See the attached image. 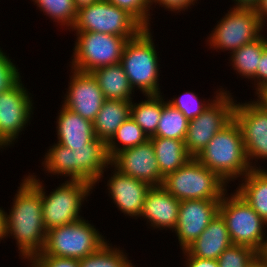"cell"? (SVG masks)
<instances>
[{
  "mask_svg": "<svg viewBox=\"0 0 267 267\" xmlns=\"http://www.w3.org/2000/svg\"><path fill=\"white\" fill-rule=\"evenodd\" d=\"M5 212L6 238L15 240L19 258L30 261L45 247L47 230L43 221L40 190L24 175Z\"/></svg>",
  "mask_w": 267,
  "mask_h": 267,
  "instance_id": "1",
  "label": "cell"
},
{
  "mask_svg": "<svg viewBox=\"0 0 267 267\" xmlns=\"http://www.w3.org/2000/svg\"><path fill=\"white\" fill-rule=\"evenodd\" d=\"M48 148L41 162L44 174L57 177L60 175L65 180L89 182L94 189L103 181L104 172H108L111 165L107 143L97 137L87 143V147H73L72 150L54 142Z\"/></svg>",
  "mask_w": 267,
  "mask_h": 267,
  "instance_id": "2",
  "label": "cell"
},
{
  "mask_svg": "<svg viewBox=\"0 0 267 267\" xmlns=\"http://www.w3.org/2000/svg\"><path fill=\"white\" fill-rule=\"evenodd\" d=\"M227 184L240 180L251 169L246 156L242 133L234 118L209 141L195 157Z\"/></svg>",
  "mask_w": 267,
  "mask_h": 267,
  "instance_id": "3",
  "label": "cell"
},
{
  "mask_svg": "<svg viewBox=\"0 0 267 267\" xmlns=\"http://www.w3.org/2000/svg\"><path fill=\"white\" fill-rule=\"evenodd\" d=\"M41 192L42 213L46 230L71 224L83 217L82 207L88 196H91L94 186L89 182L80 180H64L49 194L45 189L44 181H40L35 173L25 175Z\"/></svg>",
  "mask_w": 267,
  "mask_h": 267,
  "instance_id": "4",
  "label": "cell"
},
{
  "mask_svg": "<svg viewBox=\"0 0 267 267\" xmlns=\"http://www.w3.org/2000/svg\"><path fill=\"white\" fill-rule=\"evenodd\" d=\"M151 28H144L135 38L126 42L120 64L128 77L129 84L134 90L145 95H159L160 57L156 50ZM136 89V90H135Z\"/></svg>",
  "mask_w": 267,
  "mask_h": 267,
  "instance_id": "5",
  "label": "cell"
},
{
  "mask_svg": "<svg viewBox=\"0 0 267 267\" xmlns=\"http://www.w3.org/2000/svg\"><path fill=\"white\" fill-rule=\"evenodd\" d=\"M219 214L225 220L232 244L252 247L259 254L266 250L267 223L235 190L224 194Z\"/></svg>",
  "mask_w": 267,
  "mask_h": 267,
  "instance_id": "6",
  "label": "cell"
},
{
  "mask_svg": "<svg viewBox=\"0 0 267 267\" xmlns=\"http://www.w3.org/2000/svg\"><path fill=\"white\" fill-rule=\"evenodd\" d=\"M162 186L176 199H222L230 185L195 157L168 174ZM228 186V187H227Z\"/></svg>",
  "mask_w": 267,
  "mask_h": 267,
  "instance_id": "7",
  "label": "cell"
},
{
  "mask_svg": "<svg viewBox=\"0 0 267 267\" xmlns=\"http://www.w3.org/2000/svg\"><path fill=\"white\" fill-rule=\"evenodd\" d=\"M88 219L51 228L45 247L35 256H55L81 260L101 247L107 239Z\"/></svg>",
  "mask_w": 267,
  "mask_h": 267,
  "instance_id": "8",
  "label": "cell"
},
{
  "mask_svg": "<svg viewBox=\"0 0 267 267\" xmlns=\"http://www.w3.org/2000/svg\"><path fill=\"white\" fill-rule=\"evenodd\" d=\"M227 13L216 22L207 36L206 44L212 50L236 51L241 46L258 39L265 29L254 8L230 7ZM219 50V51H218Z\"/></svg>",
  "mask_w": 267,
  "mask_h": 267,
  "instance_id": "9",
  "label": "cell"
},
{
  "mask_svg": "<svg viewBox=\"0 0 267 267\" xmlns=\"http://www.w3.org/2000/svg\"><path fill=\"white\" fill-rule=\"evenodd\" d=\"M74 42L70 68L89 72L113 64H120L125 37L97 32H74Z\"/></svg>",
  "mask_w": 267,
  "mask_h": 267,
  "instance_id": "10",
  "label": "cell"
},
{
  "mask_svg": "<svg viewBox=\"0 0 267 267\" xmlns=\"http://www.w3.org/2000/svg\"><path fill=\"white\" fill-rule=\"evenodd\" d=\"M144 27L126 10L101 0L77 12L76 20L70 31L97 32L135 38Z\"/></svg>",
  "mask_w": 267,
  "mask_h": 267,
  "instance_id": "11",
  "label": "cell"
},
{
  "mask_svg": "<svg viewBox=\"0 0 267 267\" xmlns=\"http://www.w3.org/2000/svg\"><path fill=\"white\" fill-rule=\"evenodd\" d=\"M20 79L13 87L0 93V147L4 151L18 142L34 115V100ZM17 139V140H16Z\"/></svg>",
  "mask_w": 267,
  "mask_h": 267,
  "instance_id": "12",
  "label": "cell"
},
{
  "mask_svg": "<svg viewBox=\"0 0 267 267\" xmlns=\"http://www.w3.org/2000/svg\"><path fill=\"white\" fill-rule=\"evenodd\" d=\"M250 100L236 101L233 118L240 127L250 166L252 169H265L258 160H267V109L256 99Z\"/></svg>",
  "mask_w": 267,
  "mask_h": 267,
  "instance_id": "13",
  "label": "cell"
},
{
  "mask_svg": "<svg viewBox=\"0 0 267 267\" xmlns=\"http://www.w3.org/2000/svg\"><path fill=\"white\" fill-rule=\"evenodd\" d=\"M232 94L222 92L203 113L189 121L184 143L191 157L199 155L214 135L233 119L237 100Z\"/></svg>",
  "mask_w": 267,
  "mask_h": 267,
  "instance_id": "14",
  "label": "cell"
},
{
  "mask_svg": "<svg viewBox=\"0 0 267 267\" xmlns=\"http://www.w3.org/2000/svg\"><path fill=\"white\" fill-rule=\"evenodd\" d=\"M70 70V81L61 103L82 118L93 122L106 99L92 73L73 68Z\"/></svg>",
  "mask_w": 267,
  "mask_h": 267,
  "instance_id": "15",
  "label": "cell"
},
{
  "mask_svg": "<svg viewBox=\"0 0 267 267\" xmlns=\"http://www.w3.org/2000/svg\"><path fill=\"white\" fill-rule=\"evenodd\" d=\"M221 199H191L180 203L178 222L174 233L180 250L197 239L219 213Z\"/></svg>",
  "mask_w": 267,
  "mask_h": 267,
  "instance_id": "16",
  "label": "cell"
},
{
  "mask_svg": "<svg viewBox=\"0 0 267 267\" xmlns=\"http://www.w3.org/2000/svg\"><path fill=\"white\" fill-rule=\"evenodd\" d=\"M111 165L124 175L144 181L150 186H162L163 178L150 139L116 153L111 158Z\"/></svg>",
  "mask_w": 267,
  "mask_h": 267,
  "instance_id": "17",
  "label": "cell"
},
{
  "mask_svg": "<svg viewBox=\"0 0 267 267\" xmlns=\"http://www.w3.org/2000/svg\"><path fill=\"white\" fill-rule=\"evenodd\" d=\"M111 176L107 175V192L118 211L132 219L140 217L145 196L151 186L141 180L124 175L112 165L108 167Z\"/></svg>",
  "mask_w": 267,
  "mask_h": 267,
  "instance_id": "18",
  "label": "cell"
},
{
  "mask_svg": "<svg viewBox=\"0 0 267 267\" xmlns=\"http://www.w3.org/2000/svg\"><path fill=\"white\" fill-rule=\"evenodd\" d=\"M181 201L171 195L163 186H151L147 191L140 219L149 229L174 231L178 222Z\"/></svg>",
  "mask_w": 267,
  "mask_h": 267,
  "instance_id": "19",
  "label": "cell"
},
{
  "mask_svg": "<svg viewBox=\"0 0 267 267\" xmlns=\"http://www.w3.org/2000/svg\"><path fill=\"white\" fill-rule=\"evenodd\" d=\"M56 117L57 142L73 150V147H87L94 138L93 122L82 118L63 105Z\"/></svg>",
  "mask_w": 267,
  "mask_h": 267,
  "instance_id": "20",
  "label": "cell"
},
{
  "mask_svg": "<svg viewBox=\"0 0 267 267\" xmlns=\"http://www.w3.org/2000/svg\"><path fill=\"white\" fill-rule=\"evenodd\" d=\"M231 245L225 220L218 213L200 236L185 250L194 257L218 260L220 254Z\"/></svg>",
  "mask_w": 267,
  "mask_h": 267,
  "instance_id": "21",
  "label": "cell"
},
{
  "mask_svg": "<svg viewBox=\"0 0 267 267\" xmlns=\"http://www.w3.org/2000/svg\"><path fill=\"white\" fill-rule=\"evenodd\" d=\"M132 101L106 99L93 121L95 137L108 143L117 129L131 117Z\"/></svg>",
  "mask_w": 267,
  "mask_h": 267,
  "instance_id": "22",
  "label": "cell"
},
{
  "mask_svg": "<svg viewBox=\"0 0 267 267\" xmlns=\"http://www.w3.org/2000/svg\"><path fill=\"white\" fill-rule=\"evenodd\" d=\"M105 97L110 100L132 101L134 90L121 64L107 65L91 72Z\"/></svg>",
  "mask_w": 267,
  "mask_h": 267,
  "instance_id": "23",
  "label": "cell"
},
{
  "mask_svg": "<svg viewBox=\"0 0 267 267\" xmlns=\"http://www.w3.org/2000/svg\"><path fill=\"white\" fill-rule=\"evenodd\" d=\"M238 184L235 191L267 223V169H251Z\"/></svg>",
  "mask_w": 267,
  "mask_h": 267,
  "instance_id": "24",
  "label": "cell"
},
{
  "mask_svg": "<svg viewBox=\"0 0 267 267\" xmlns=\"http://www.w3.org/2000/svg\"><path fill=\"white\" fill-rule=\"evenodd\" d=\"M149 139L154 146L158 168L163 179L192 158L185 148L184 140L161 137H151Z\"/></svg>",
  "mask_w": 267,
  "mask_h": 267,
  "instance_id": "25",
  "label": "cell"
},
{
  "mask_svg": "<svg viewBox=\"0 0 267 267\" xmlns=\"http://www.w3.org/2000/svg\"><path fill=\"white\" fill-rule=\"evenodd\" d=\"M267 48V38L261 35L258 39L241 46L229 56L234 72L249 81L256 75L263 51Z\"/></svg>",
  "mask_w": 267,
  "mask_h": 267,
  "instance_id": "26",
  "label": "cell"
},
{
  "mask_svg": "<svg viewBox=\"0 0 267 267\" xmlns=\"http://www.w3.org/2000/svg\"><path fill=\"white\" fill-rule=\"evenodd\" d=\"M131 104V118L151 138L155 135L163 108V95H145L144 100Z\"/></svg>",
  "mask_w": 267,
  "mask_h": 267,
  "instance_id": "27",
  "label": "cell"
},
{
  "mask_svg": "<svg viewBox=\"0 0 267 267\" xmlns=\"http://www.w3.org/2000/svg\"><path fill=\"white\" fill-rule=\"evenodd\" d=\"M188 123L183 113L168 103L163 95L162 113L153 137L185 140Z\"/></svg>",
  "mask_w": 267,
  "mask_h": 267,
  "instance_id": "28",
  "label": "cell"
},
{
  "mask_svg": "<svg viewBox=\"0 0 267 267\" xmlns=\"http://www.w3.org/2000/svg\"><path fill=\"white\" fill-rule=\"evenodd\" d=\"M117 247L106 241L95 252L79 260L80 267H128L132 260L124 248Z\"/></svg>",
  "mask_w": 267,
  "mask_h": 267,
  "instance_id": "29",
  "label": "cell"
},
{
  "mask_svg": "<svg viewBox=\"0 0 267 267\" xmlns=\"http://www.w3.org/2000/svg\"><path fill=\"white\" fill-rule=\"evenodd\" d=\"M147 140H149V138L141 127L131 117H129L117 129L116 133L107 143V151L110 158H112L121 150L143 144Z\"/></svg>",
  "mask_w": 267,
  "mask_h": 267,
  "instance_id": "30",
  "label": "cell"
},
{
  "mask_svg": "<svg viewBox=\"0 0 267 267\" xmlns=\"http://www.w3.org/2000/svg\"><path fill=\"white\" fill-rule=\"evenodd\" d=\"M37 9L49 17L56 26L69 30L73 27L77 12L73 0H32Z\"/></svg>",
  "mask_w": 267,
  "mask_h": 267,
  "instance_id": "31",
  "label": "cell"
},
{
  "mask_svg": "<svg viewBox=\"0 0 267 267\" xmlns=\"http://www.w3.org/2000/svg\"><path fill=\"white\" fill-rule=\"evenodd\" d=\"M221 88L216 89L214 92V96L208 100L202 98H198V94L185 91L184 93L178 95V97H171L167 100L174 108L180 110L183 115L188 119V121L196 118L201 113H203L214 101L215 99L223 92V93H230L231 91L226 90L222 86ZM225 89V90H224Z\"/></svg>",
  "mask_w": 267,
  "mask_h": 267,
  "instance_id": "32",
  "label": "cell"
},
{
  "mask_svg": "<svg viewBox=\"0 0 267 267\" xmlns=\"http://www.w3.org/2000/svg\"><path fill=\"white\" fill-rule=\"evenodd\" d=\"M258 254L252 247L232 244L220 254L219 267H247Z\"/></svg>",
  "mask_w": 267,
  "mask_h": 267,
  "instance_id": "33",
  "label": "cell"
},
{
  "mask_svg": "<svg viewBox=\"0 0 267 267\" xmlns=\"http://www.w3.org/2000/svg\"><path fill=\"white\" fill-rule=\"evenodd\" d=\"M131 14L144 28H151L150 0H106Z\"/></svg>",
  "mask_w": 267,
  "mask_h": 267,
  "instance_id": "34",
  "label": "cell"
},
{
  "mask_svg": "<svg viewBox=\"0 0 267 267\" xmlns=\"http://www.w3.org/2000/svg\"><path fill=\"white\" fill-rule=\"evenodd\" d=\"M14 62V59L0 48V93L13 87L23 77Z\"/></svg>",
  "mask_w": 267,
  "mask_h": 267,
  "instance_id": "35",
  "label": "cell"
},
{
  "mask_svg": "<svg viewBox=\"0 0 267 267\" xmlns=\"http://www.w3.org/2000/svg\"><path fill=\"white\" fill-rule=\"evenodd\" d=\"M30 263L35 267H80L79 260L55 256H34Z\"/></svg>",
  "mask_w": 267,
  "mask_h": 267,
  "instance_id": "36",
  "label": "cell"
},
{
  "mask_svg": "<svg viewBox=\"0 0 267 267\" xmlns=\"http://www.w3.org/2000/svg\"><path fill=\"white\" fill-rule=\"evenodd\" d=\"M197 1L198 0H150V6L152 11L157 8L156 6H159L163 7L164 10L166 9V11L168 10L180 14L181 12H188V9L190 10L192 5H196L195 3H197Z\"/></svg>",
  "mask_w": 267,
  "mask_h": 267,
  "instance_id": "37",
  "label": "cell"
},
{
  "mask_svg": "<svg viewBox=\"0 0 267 267\" xmlns=\"http://www.w3.org/2000/svg\"><path fill=\"white\" fill-rule=\"evenodd\" d=\"M250 82L253 85V90H255L254 95L258 94L262 89L267 87V48L263 51L259 61V68H257L256 75Z\"/></svg>",
  "mask_w": 267,
  "mask_h": 267,
  "instance_id": "38",
  "label": "cell"
},
{
  "mask_svg": "<svg viewBox=\"0 0 267 267\" xmlns=\"http://www.w3.org/2000/svg\"><path fill=\"white\" fill-rule=\"evenodd\" d=\"M181 255L183 256L185 267H219L218 260L214 259H202L190 255L185 249L181 250Z\"/></svg>",
  "mask_w": 267,
  "mask_h": 267,
  "instance_id": "39",
  "label": "cell"
},
{
  "mask_svg": "<svg viewBox=\"0 0 267 267\" xmlns=\"http://www.w3.org/2000/svg\"><path fill=\"white\" fill-rule=\"evenodd\" d=\"M254 11L258 15L259 20L267 27V0H259Z\"/></svg>",
  "mask_w": 267,
  "mask_h": 267,
  "instance_id": "40",
  "label": "cell"
},
{
  "mask_svg": "<svg viewBox=\"0 0 267 267\" xmlns=\"http://www.w3.org/2000/svg\"><path fill=\"white\" fill-rule=\"evenodd\" d=\"M73 1L76 12H79L82 9L88 8L96 3H99L101 0H73Z\"/></svg>",
  "mask_w": 267,
  "mask_h": 267,
  "instance_id": "41",
  "label": "cell"
},
{
  "mask_svg": "<svg viewBox=\"0 0 267 267\" xmlns=\"http://www.w3.org/2000/svg\"><path fill=\"white\" fill-rule=\"evenodd\" d=\"M5 212L4 208L0 207V241H4L6 238V220H5Z\"/></svg>",
  "mask_w": 267,
  "mask_h": 267,
  "instance_id": "42",
  "label": "cell"
},
{
  "mask_svg": "<svg viewBox=\"0 0 267 267\" xmlns=\"http://www.w3.org/2000/svg\"><path fill=\"white\" fill-rule=\"evenodd\" d=\"M234 4L232 7H241V8H255L259 0H232Z\"/></svg>",
  "mask_w": 267,
  "mask_h": 267,
  "instance_id": "43",
  "label": "cell"
},
{
  "mask_svg": "<svg viewBox=\"0 0 267 267\" xmlns=\"http://www.w3.org/2000/svg\"><path fill=\"white\" fill-rule=\"evenodd\" d=\"M247 267H267V261L261 254H258Z\"/></svg>",
  "mask_w": 267,
  "mask_h": 267,
  "instance_id": "44",
  "label": "cell"
},
{
  "mask_svg": "<svg viewBox=\"0 0 267 267\" xmlns=\"http://www.w3.org/2000/svg\"><path fill=\"white\" fill-rule=\"evenodd\" d=\"M255 96H257L255 99L267 109V87L262 89Z\"/></svg>",
  "mask_w": 267,
  "mask_h": 267,
  "instance_id": "45",
  "label": "cell"
},
{
  "mask_svg": "<svg viewBox=\"0 0 267 267\" xmlns=\"http://www.w3.org/2000/svg\"><path fill=\"white\" fill-rule=\"evenodd\" d=\"M27 263H28V264H26V265H28L27 267H35L32 263L30 264V261H27Z\"/></svg>",
  "mask_w": 267,
  "mask_h": 267,
  "instance_id": "46",
  "label": "cell"
},
{
  "mask_svg": "<svg viewBox=\"0 0 267 267\" xmlns=\"http://www.w3.org/2000/svg\"><path fill=\"white\" fill-rule=\"evenodd\" d=\"M128 267H136L132 262L128 265Z\"/></svg>",
  "mask_w": 267,
  "mask_h": 267,
  "instance_id": "47",
  "label": "cell"
},
{
  "mask_svg": "<svg viewBox=\"0 0 267 267\" xmlns=\"http://www.w3.org/2000/svg\"><path fill=\"white\" fill-rule=\"evenodd\" d=\"M261 255H267V247L266 250L263 253H261Z\"/></svg>",
  "mask_w": 267,
  "mask_h": 267,
  "instance_id": "48",
  "label": "cell"
},
{
  "mask_svg": "<svg viewBox=\"0 0 267 267\" xmlns=\"http://www.w3.org/2000/svg\"><path fill=\"white\" fill-rule=\"evenodd\" d=\"M264 258H265V260L267 261V255H262Z\"/></svg>",
  "mask_w": 267,
  "mask_h": 267,
  "instance_id": "49",
  "label": "cell"
}]
</instances>
